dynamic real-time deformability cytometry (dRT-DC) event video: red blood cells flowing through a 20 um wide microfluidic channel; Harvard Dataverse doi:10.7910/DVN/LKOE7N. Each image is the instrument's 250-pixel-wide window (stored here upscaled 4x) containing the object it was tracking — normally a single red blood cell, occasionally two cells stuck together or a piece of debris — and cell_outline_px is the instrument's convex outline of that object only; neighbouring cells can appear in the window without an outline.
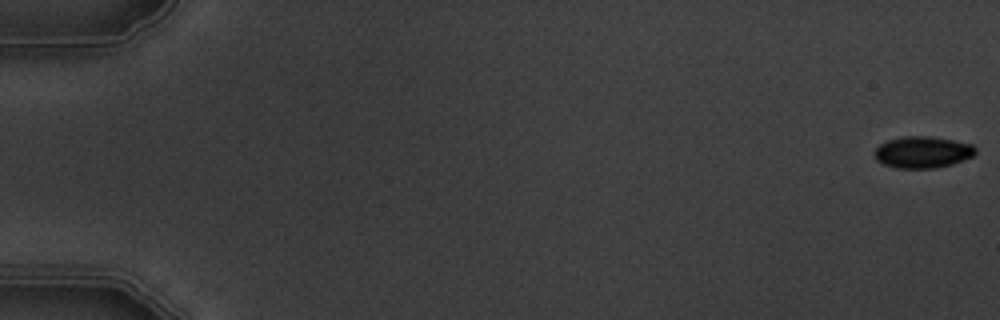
{"species": "common noctule bat (a hibernating species)", "species_latin": "Nyctalus noctula", "temperature_condition": "warm", "stored_images_in_passage": 6, "camera_frame_rate_fps": 3000, "um_per_image_px": 0.085, "animal": {"sex": "male", "body_mass_g": 19.5, "forearm_length_mm": 54.6}, "frame": {"image": 1, "passage_image": 1, "time_ms": 0.0, "image_size_px": [1000, 320], "cell_outline_px": [[976, 152], [972, 156], [952, 164], [936, 168], [896, 168], [884, 164], [876, 160], [876, 148], [880, 144], [888, 140], [904, 136], [928, 136], [952, 140], [972, 144], [976, 148]], "centroid_in_image_um": [78.43, 12.93], "position_along_channel_um": 6.6, "area_um2": 18.44}}
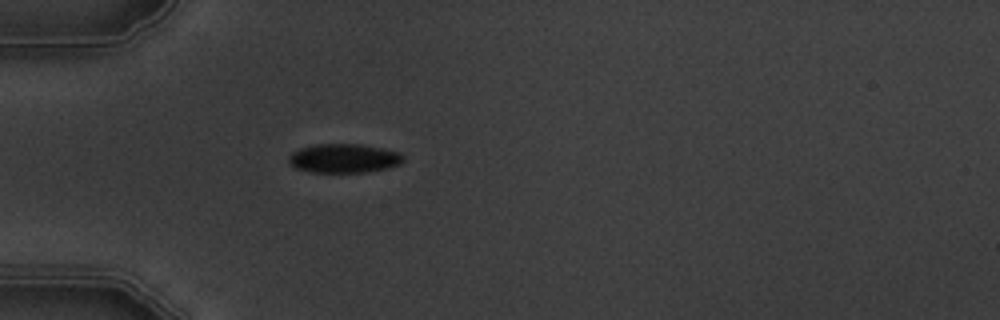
{"frame": {"image": 2, "passage_image": 6, "time_ms": 5.667, "image_size_px": [1000, 320], "cell_outline_px": [[404, 160], [400, 164], [388, 168], [364, 172], [308, 172], [296, 168], [288, 164], [288, 156], [292, 152], [300, 148], [316, 144], [360, 144], [384, 148], [400, 152], [404, 156]], "centroid_in_image_um": [29.23, 13.45], "position_along_channel_um": 55.8, "area_um2": 19.59}}